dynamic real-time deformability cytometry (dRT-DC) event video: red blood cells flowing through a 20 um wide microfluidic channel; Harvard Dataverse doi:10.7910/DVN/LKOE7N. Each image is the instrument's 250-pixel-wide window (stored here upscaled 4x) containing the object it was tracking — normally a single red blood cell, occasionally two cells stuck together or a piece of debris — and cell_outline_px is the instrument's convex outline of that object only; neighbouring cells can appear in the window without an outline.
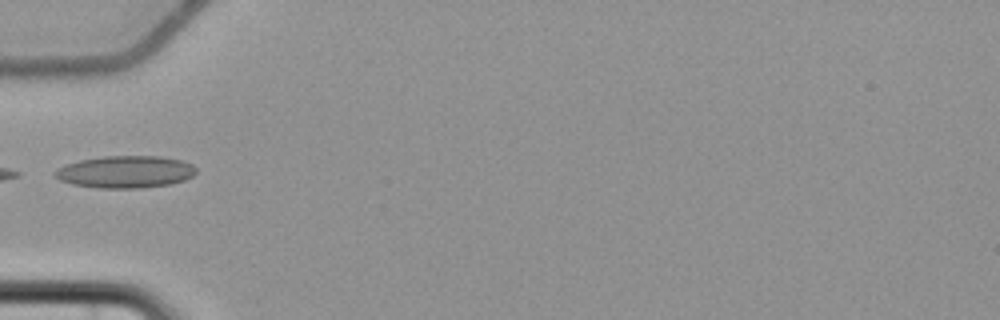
{"species": "common noctule bat (a hibernating species)", "species_latin": "Nyctalus noctula", "temperature_condition": "cold", "stored_images_in_passage": 6, "camera_frame_rate_fps": 3000, "um_per_image_px": 0.085, "animal": {"sex": "female", "body_mass_g": 22.7, "forearm_length_mm": 54.2}, "frame": {"image": 1, "passage_image": 5, "time_ms": 5.0, "image_size_px": [1000, 320], "cell_outline_px": [[196, 172], [192, 176], [184, 180], [172, 184], [140, 188], [96, 188], [72, 184], [60, 180], [52, 172], [56, 168], [80, 160], [104, 156], [160, 156], [180, 160], [192, 164], [196, 168]], "centroid_in_image_um": [10.66, 14.61], "position_along_channel_um": 74.3, "area_um2": 26.53}}
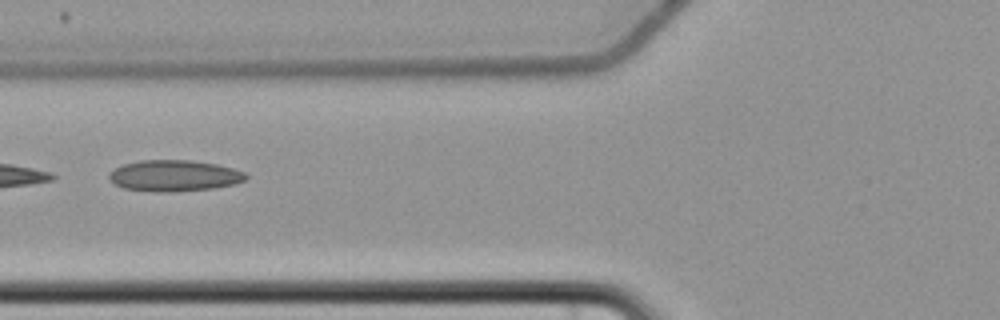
{"frame": {"image": 2, "passage_image": 6, "time_ms": 6.0, "image_size_px": [1000, 320], "cell_outline_px": [[248, 176], [244, 180], [236, 184], [212, 188], [168, 192], [156, 192], [124, 188], [108, 180], [108, 172], [124, 164], [140, 160], [188, 160], [216, 164], [232, 168], [244, 172]], "centroid_in_image_um": [14.78, 14.93], "position_along_channel_um": 111.0, "area_um2": 24.8}}